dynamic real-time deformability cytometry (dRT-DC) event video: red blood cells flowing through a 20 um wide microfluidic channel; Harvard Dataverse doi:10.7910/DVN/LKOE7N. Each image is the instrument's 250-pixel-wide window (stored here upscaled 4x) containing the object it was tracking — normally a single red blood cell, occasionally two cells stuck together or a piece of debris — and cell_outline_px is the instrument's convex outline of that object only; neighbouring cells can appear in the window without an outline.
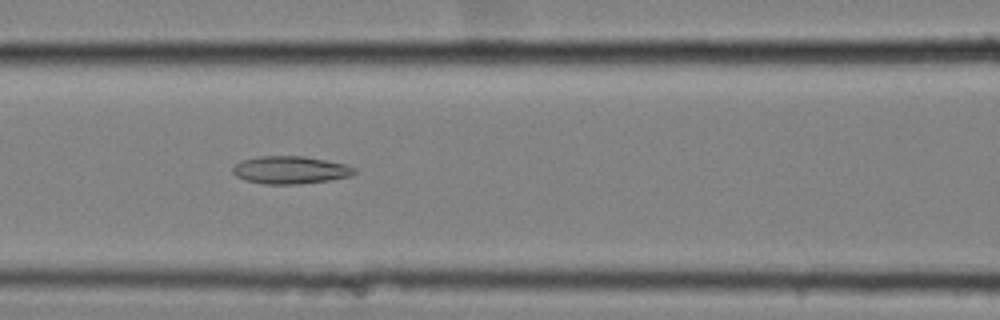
{"species": "common noctule bat (a hibernating species)", "species_latin": "Nyctalus noctula", "temperature_condition": "cold", "stored_images_in_passage": 39, "camera_frame_rate_fps": 3000, "um_per_image_px": 0.085, "animal": {"sex": "female", "body_mass_g": 25.1}, "frame": {"image": 1, "passage_image": 7, "time_ms": 2.0, "image_size_px": [1000, 320], "cell_outline_px": [[356, 172], [352, 176], [328, 180], [300, 184], [264, 184], [248, 180], [236, 176], [232, 172], [232, 168], [236, 164], [244, 160], [260, 156], [304, 156], [344, 164], [356, 168]], "centroid_in_image_um": [24.7, 14.45], "position_along_channel_um": 141.9, "area_um2": 19.42}}
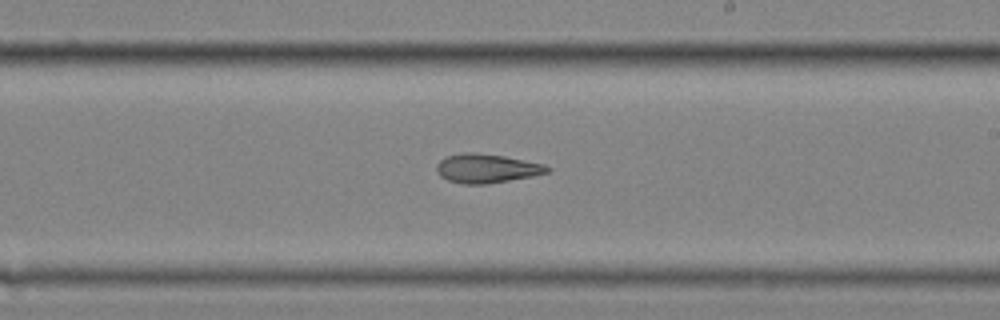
{"frame": {"image": 2, "passage_image": 16, "time_ms": 5.0, "image_size_px": [1000, 320], "cell_outline_px": [[552, 168], [548, 172], [532, 176], [488, 184], [464, 184], [448, 180], [440, 176], [436, 172], [436, 164], [440, 160], [448, 156], [460, 152], [476, 152], [504, 156], [544, 164]], "centroid_in_image_um": [41.34, 14.31], "position_along_channel_um": 247.7, "area_um2": 18.79}}
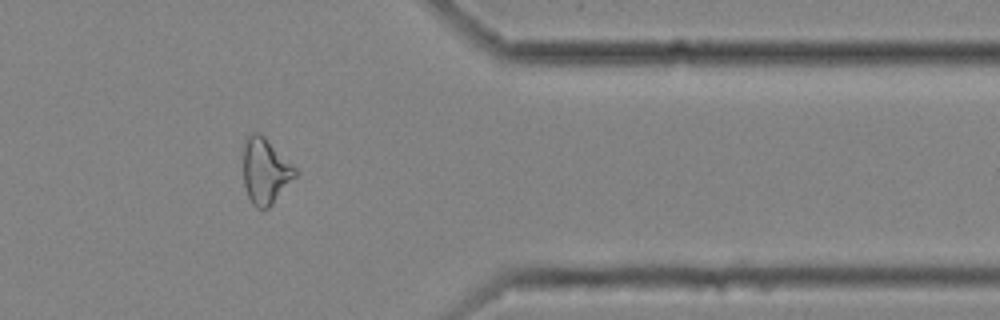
{"frame": {"image": 3, "passage_image": 29, "time_ms": 9.333, "image_size_px": [1000, 320], "cell_outline_px": [[296, 176], [272, 204], [268, 208], [256, 208], [252, 204], [248, 196], [244, 184], [244, 144], [248, 136], [252, 132], [260, 132], [296, 168]], "centroid_in_image_um": [22.54, 14.54], "position_along_channel_um": 388.9, "area_um2": 19.59}, "authors_computed_cell_mechanics": {"area_um2": 19.4208, "velocity_mm_per_s": 3.5303, "shape_relaxation_time_tau1_ms": null, "shape_relaxation_time_tau2_ms": 8.5505, "deformation_change_tau1": null, "deformation_change_tau2": 0.2009}}